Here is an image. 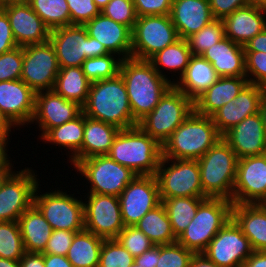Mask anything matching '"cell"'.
I'll use <instances>...</instances> for the list:
<instances>
[{
    "mask_svg": "<svg viewBox=\"0 0 266 267\" xmlns=\"http://www.w3.org/2000/svg\"><path fill=\"white\" fill-rule=\"evenodd\" d=\"M59 68L82 67L87 58L109 54L104 45L88 35L84 25H69L51 30Z\"/></svg>",
    "mask_w": 266,
    "mask_h": 267,
    "instance_id": "cell-8",
    "label": "cell"
},
{
    "mask_svg": "<svg viewBox=\"0 0 266 267\" xmlns=\"http://www.w3.org/2000/svg\"><path fill=\"white\" fill-rule=\"evenodd\" d=\"M35 95L21 79L0 82V111L14 128L31 123Z\"/></svg>",
    "mask_w": 266,
    "mask_h": 267,
    "instance_id": "cell-21",
    "label": "cell"
},
{
    "mask_svg": "<svg viewBox=\"0 0 266 267\" xmlns=\"http://www.w3.org/2000/svg\"><path fill=\"white\" fill-rule=\"evenodd\" d=\"M20 267H45L43 253L25 252L19 260Z\"/></svg>",
    "mask_w": 266,
    "mask_h": 267,
    "instance_id": "cell-56",
    "label": "cell"
},
{
    "mask_svg": "<svg viewBox=\"0 0 266 267\" xmlns=\"http://www.w3.org/2000/svg\"><path fill=\"white\" fill-rule=\"evenodd\" d=\"M259 113L262 117V121H263V126L265 129V133H266V90L263 94L261 103H260V109H259Z\"/></svg>",
    "mask_w": 266,
    "mask_h": 267,
    "instance_id": "cell-61",
    "label": "cell"
},
{
    "mask_svg": "<svg viewBox=\"0 0 266 267\" xmlns=\"http://www.w3.org/2000/svg\"><path fill=\"white\" fill-rule=\"evenodd\" d=\"M201 56L212 64L219 77H246L244 46L229 38L224 37Z\"/></svg>",
    "mask_w": 266,
    "mask_h": 267,
    "instance_id": "cell-27",
    "label": "cell"
},
{
    "mask_svg": "<svg viewBox=\"0 0 266 267\" xmlns=\"http://www.w3.org/2000/svg\"><path fill=\"white\" fill-rule=\"evenodd\" d=\"M91 81L85 76L82 67L60 68L53 90L67 100L83 106L88 98Z\"/></svg>",
    "mask_w": 266,
    "mask_h": 267,
    "instance_id": "cell-35",
    "label": "cell"
},
{
    "mask_svg": "<svg viewBox=\"0 0 266 267\" xmlns=\"http://www.w3.org/2000/svg\"><path fill=\"white\" fill-rule=\"evenodd\" d=\"M248 83L247 77H219L193 101L194 111L211 117L223 105L234 100Z\"/></svg>",
    "mask_w": 266,
    "mask_h": 267,
    "instance_id": "cell-28",
    "label": "cell"
},
{
    "mask_svg": "<svg viewBox=\"0 0 266 267\" xmlns=\"http://www.w3.org/2000/svg\"><path fill=\"white\" fill-rule=\"evenodd\" d=\"M59 69L55 49L49 40L23 47L21 80L35 93L53 90Z\"/></svg>",
    "mask_w": 266,
    "mask_h": 267,
    "instance_id": "cell-13",
    "label": "cell"
},
{
    "mask_svg": "<svg viewBox=\"0 0 266 267\" xmlns=\"http://www.w3.org/2000/svg\"><path fill=\"white\" fill-rule=\"evenodd\" d=\"M27 2L50 30L71 25L66 0H27Z\"/></svg>",
    "mask_w": 266,
    "mask_h": 267,
    "instance_id": "cell-39",
    "label": "cell"
},
{
    "mask_svg": "<svg viewBox=\"0 0 266 267\" xmlns=\"http://www.w3.org/2000/svg\"><path fill=\"white\" fill-rule=\"evenodd\" d=\"M0 8L8 16L13 37L19 47L49 40L51 30L27 1L7 3Z\"/></svg>",
    "mask_w": 266,
    "mask_h": 267,
    "instance_id": "cell-19",
    "label": "cell"
},
{
    "mask_svg": "<svg viewBox=\"0 0 266 267\" xmlns=\"http://www.w3.org/2000/svg\"><path fill=\"white\" fill-rule=\"evenodd\" d=\"M219 76L212 64L201 55H192L184 74L173 85L194 101L210 88ZM177 80V81H176Z\"/></svg>",
    "mask_w": 266,
    "mask_h": 267,
    "instance_id": "cell-29",
    "label": "cell"
},
{
    "mask_svg": "<svg viewBox=\"0 0 266 267\" xmlns=\"http://www.w3.org/2000/svg\"><path fill=\"white\" fill-rule=\"evenodd\" d=\"M135 258L117 239H104L98 267H129Z\"/></svg>",
    "mask_w": 266,
    "mask_h": 267,
    "instance_id": "cell-43",
    "label": "cell"
},
{
    "mask_svg": "<svg viewBox=\"0 0 266 267\" xmlns=\"http://www.w3.org/2000/svg\"><path fill=\"white\" fill-rule=\"evenodd\" d=\"M193 110V101L172 85L138 125L163 145Z\"/></svg>",
    "mask_w": 266,
    "mask_h": 267,
    "instance_id": "cell-7",
    "label": "cell"
},
{
    "mask_svg": "<svg viewBox=\"0 0 266 267\" xmlns=\"http://www.w3.org/2000/svg\"><path fill=\"white\" fill-rule=\"evenodd\" d=\"M84 204V225L87 231L103 239H116L125 227L119 198L112 195L87 193Z\"/></svg>",
    "mask_w": 266,
    "mask_h": 267,
    "instance_id": "cell-15",
    "label": "cell"
},
{
    "mask_svg": "<svg viewBox=\"0 0 266 267\" xmlns=\"http://www.w3.org/2000/svg\"><path fill=\"white\" fill-rule=\"evenodd\" d=\"M101 13L115 22L127 26L131 31L137 20L132 0H110Z\"/></svg>",
    "mask_w": 266,
    "mask_h": 267,
    "instance_id": "cell-46",
    "label": "cell"
},
{
    "mask_svg": "<svg viewBox=\"0 0 266 267\" xmlns=\"http://www.w3.org/2000/svg\"><path fill=\"white\" fill-rule=\"evenodd\" d=\"M171 223L173 233L178 238L195 217L199 205L206 199L200 197L160 198Z\"/></svg>",
    "mask_w": 266,
    "mask_h": 267,
    "instance_id": "cell-38",
    "label": "cell"
},
{
    "mask_svg": "<svg viewBox=\"0 0 266 267\" xmlns=\"http://www.w3.org/2000/svg\"><path fill=\"white\" fill-rule=\"evenodd\" d=\"M24 253L18 221H0V258L20 260Z\"/></svg>",
    "mask_w": 266,
    "mask_h": 267,
    "instance_id": "cell-40",
    "label": "cell"
},
{
    "mask_svg": "<svg viewBox=\"0 0 266 267\" xmlns=\"http://www.w3.org/2000/svg\"><path fill=\"white\" fill-rule=\"evenodd\" d=\"M84 138V113L81 112L73 120L51 128L41 139L46 143L64 147L68 151L69 163L73 167L82 160V142ZM72 152V153H69Z\"/></svg>",
    "mask_w": 266,
    "mask_h": 267,
    "instance_id": "cell-32",
    "label": "cell"
},
{
    "mask_svg": "<svg viewBox=\"0 0 266 267\" xmlns=\"http://www.w3.org/2000/svg\"><path fill=\"white\" fill-rule=\"evenodd\" d=\"M23 1H27V0H0V6L7 4V3H11V2H23Z\"/></svg>",
    "mask_w": 266,
    "mask_h": 267,
    "instance_id": "cell-67",
    "label": "cell"
},
{
    "mask_svg": "<svg viewBox=\"0 0 266 267\" xmlns=\"http://www.w3.org/2000/svg\"><path fill=\"white\" fill-rule=\"evenodd\" d=\"M244 51H258L266 53V28L244 45Z\"/></svg>",
    "mask_w": 266,
    "mask_h": 267,
    "instance_id": "cell-54",
    "label": "cell"
},
{
    "mask_svg": "<svg viewBox=\"0 0 266 267\" xmlns=\"http://www.w3.org/2000/svg\"><path fill=\"white\" fill-rule=\"evenodd\" d=\"M190 267H220L212 262L204 253H195L190 261Z\"/></svg>",
    "mask_w": 266,
    "mask_h": 267,
    "instance_id": "cell-60",
    "label": "cell"
},
{
    "mask_svg": "<svg viewBox=\"0 0 266 267\" xmlns=\"http://www.w3.org/2000/svg\"><path fill=\"white\" fill-rule=\"evenodd\" d=\"M76 232L68 230H53L43 253L66 256Z\"/></svg>",
    "mask_w": 266,
    "mask_h": 267,
    "instance_id": "cell-50",
    "label": "cell"
},
{
    "mask_svg": "<svg viewBox=\"0 0 266 267\" xmlns=\"http://www.w3.org/2000/svg\"><path fill=\"white\" fill-rule=\"evenodd\" d=\"M232 219L249 239L254 251H266V212L258 203H233Z\"/></svg>",
    "mask_w": 266,
    "mask_h": 267,
    "instance_id": "cell-30",
    "label": "cell"
},
{
    "mask_svg": "<svg viewBox=\"0 0 266 267\" xmlns=\"http://www.w3.org/2000/svg\"><path fill=\"white\" fill-rule=\"evenodd\" d=\"M258 204L266 212V197L263 198Z\"/></svg>",
    "mask_w": 266,
    "mask_h": 267,
    "instance_id": "cell-68",
    "label": "cell"
},
{
    "mask_svg": "<svg viewBox=\"0 0 266 267\" xmlns=\"http://www.w3.org/2000/svg\"><path fill=\"white\" fill-rule=\"evenodd\" d=\"M13 168L12 164H0V185Z\"/></svg>",
    "mask_w": 266,
    "mask_h": 267,
    "instance_id": "cell-62",
    "label": "cell"
},
{
    "mask_svg": "<svg viewBox=\"0 0 266 267\" xmlns=\"http://www.w3.org/2000/svg\"><path fill=\"white\" fill-rule=\"evenodd\" d=\"M74 169L91 184L88 193L117 197L137 176L131 169L117 163L108 155L80 160Z\"/></svg>",
    "mask_w": 266,
    "mask_h": 267,
    "instance_id": "cell-10",
    "label": "cell"
},
{
    "mask_svg": "<svg viewBox=\"0 0 266 267\" xmlns=\"http://www.w3.org/2000/svg\"><path fill=\"white\" fill-rule=\"evenodd\" d=\"M120 129L112 124L84 115V138L82 160L98 155H107Z\"/></svg>",
    "mask_w": 266,
    "mask_h": 267,
    "instance_id": "cell-33",
    "label": "cell"
},
{
    "mask_svg": "<svg viewBox=\"0 0 266 267\" xmlns=\"http://www.w3.org/2000/svg\"><path fill=\"white\" fill-rule=\"evenodd\" d=\"M221 138L212 117L193 110L162 145V157L198 160Z\"/></svg>",
    "mask_w": 266,
    "mask_h": 267,
    "instance_id": "cell-3",
    "label": "cell"
},
{
    "mask_svg": "<svg viewBox=\"0 0 266 267\" xmlns=\"http://www.w3.org/2000/svg\"><path fill=\"white\" fill-rule=\"evenodd\" d=\"M90 37L98 40L105 49L124 60L131 57V30L120 23L104 16L102 13L84 25Z\"/></svg>",
    "mask_w": 266,
    "mask_h": 267,
    "instance_id": "cell-24",
    "label": "cell"
},
{
    "mask_svg": "<svg viewBox=\"0 0 266 267\" xmlns=\"http://www.w3.org/2000/svg\"><path fill=\"white\" fill-rule=\"evenodd\" d=\"M250 5L266 10V0H250Z\"/></svg>",
    "mask_w": 266,
    "mask_h": 267,
    "instance_id": "cell-65",
    "label": "cell"
},
{
    "mask_svg": "<svg viewBox=\"0 0 266 267\" xmlns=\"http://www.w3.org/2000/svg\"><path fill=\"white\" fill-rule=\"evenodd\" d=\"M266 197V154L239 158L232 194L234 204H256Z\"/></svg>",
    "mask_w": 266,
    "mask_h": 267,
    "instance_id": "cell-18",
    "label": "cell"
},
{
    "mask_svg": "<svg viewBox=\"0 0 266 267\" xmlns=\"http://www.w3.org/2000/svg\"><path fill=\"white\" fill-rule=\"evenodd\" d=\"M25 252L43 253L53 229L32 204L18 219Z\"/></svg>",
    "mask_w": 266,
    "mask_h": 267,
    "instance_id": "cell-31",
    "label": "cell"
},
{
    "mask_svg": "<svg viewBox=\"0 0 266 267\" xmlns=\"http://www.w3.org/2000/svg\"><path fill=\"white\" fill-rule=\"evenodd\" d=\"M18 47L6 13L0 8V54Z\"/></svg>",
    "mask_w": 266,
    "mask_h": 267,
    "instance_id": "cell-53",
    "label": "cell"
},
{
    "mask_svg": "<svg viewBox=\"0 0 266 267\" xmlns=\"http://www.w3.org/2000/svg\"><path fill=\"white\" fill-rule=\"evenodd\" d=\"M131 36V57L140 60H149L179 39L170 15L137 17Z\"/></svg>",
    "mask_w": 266,
    "mask_h": 267,
    "instance_id": "cell-12",
    "label": "cell"
},
{
    "mask_svg": "<svg viewBox=\"0 0 266 267\" xmlns=\"http://www.w3.org/2000/svg\"><path fill=\"white\" fill-rule=\"evenodd\" d=\"M69 6L71 25H85L101 13L93 0H66Z\"/></svg>",
    "mask_w": 266,
    "mask_h": 267,
    "instance_id": "cell-49",
    "label": "cell"
},
{
    "mask_svg": "<svg viewBox=\"0 0 266 267\" xmlns=\"http://www.w3.org/2000/svg\"><path fill=\"white\" fill-rule=\"evenodd\" d=\"M253 252L249 239L231 218L203 253L220 267H241Z\"/></svg>",
    "mask_w": 266,
    "mask_h": 267,
    "instance_id": "cell-16",
    "label": "cell"
},
{
    "mask_svg": "<svg viewBox=\"0 0 266 267\" xmlns=\"http://www.w3.org/2000/svg\"><path fill=\"white\" fill-rule=\"evenodd\" d=\"M129 267H139V265L134 261Z\"/></svg>",
    "mask_w": 266,
    "mask_h": 267,
    "instance_id": "cell-69",
    "label": "cell"
},
{
    "mask_svg": "<svg viewBox=\"0 0 266 267\" xmlns=\"http://www.w3.org/2000/svg\"><path fill=\"white\" fill-rule=\"evenodd\" d=\"M233 202L206 198L177 242L194 253H203L219 230L232 218Z\"/></svg>",
    "mask_w": 266,
    "mask_h": 267,
    "instance_id": "cell-6",
    "label": "cell"
},
{
    "mask_svg": "<svg viewBox=\"0 0 266 267\" xmlns=\"http://www.w3.org/2000/svg\"><path fill=\"white\" fill-rule=\"evenodd\" d=\"M250 0H209V5L215 19H223L238 8L247 6Z\"/></svg>",
    "mask_w": 266,
    "mask_h": 267,
    "instance_id": "cell-52",
    "label": "cell"
},
{
    "mask_svg": "<svg viewBox=\"0 0 266 267\" xmlns=\"http://www.w3.org/2000/svg\"><path fill=\"white\" fill-rule=\"evenodd\" d=\"M155 176L160 198H206L201 185L200 168L197 160L162 157Z\"/></svg>",
    "mask_w": 266,
    "mask_h": 267,
    "instance_id": "cell-9",
    "label": "cell"
},
{
    "mask_svg": "<svg viewBox=\"0 0 266 267\" xmlns=\"http://www.w3.org/2000/svg\"><path fill=\"white\" fill-rule=\"evenodd\" d=\"M45 267H73L66 256L43 253Z\"/></svg>",
    "mask_w": 266,
    "mask_h": 267,
    "instance_id": "cell-57",
    "label": "cell"
},
{
    "mask_svg": "<svg viewBox=\"0 0 266 267\" xmlns=\"http://www.w3.org/2000/svg\"><path fill=\"white\" fill-rule=\"evenodd\" d=\"M100 11L109 3L110 0H93Z\"/></svg>",
    "mask_w": 266,
    "mask_h": 267,
    "instance_id": "cell-66",
    "label": "cell"
},
{
    "mask_svg": "<svg viewBox=\"0 0 266 267\" xmlns=\"http://www.w3.org/2000/svg\"><path fill=\"white\" fill-rule=\"evenodd\" d=\"M134 226L142 231L156 246L177 242L162 203L148 211Z\"/></svg>",
    "mask_w": 266,
    "mask_h": 267,
    "instance_id": "cell-36",
    "label": "cell"
},
{
    "mask_svg": "<svg viewBox=\"0 0 266 267\" xmlns=\"http://www.w3.org/2000/svg\"><path fill=\"white\" fill-rule=\"evenodd\" d=\"M170 17L182 39L199 32L215 20L209 0H173Z\"/></svg>",
    "mask_w": 266,
    "mask_h": 267,
    "instance_id": "cell-25",
    "label": "cell"
},
{
    "mask_svg": "<svg viewBox=\"0 0 266 267\" xmlns=\"http://www.w3.org/2000/svg\"><path fill=\"white\" fill-rule=\"evenodd\" d=\"M107 155L137 175H155L162 159V145L136 125L120 129Z\"/></svg>",
    "mask_w": 266,
    "mask_h": 267,
    "instance_id": "cell-4",
    "label": "cell"
},
{
    "mask_svg": "<svg viewBox=\"0 0 266 267\" xmlns=\"http://www.w3.org/2000/svg\"><path fill=\"white\" fill-rule=\"evenodd\" d=\"M23 65V47L0 54V82L20 80Z\"/></svg>",
    "mask_w": 266,
    "mask_h": 267,
    "instance_id": "cell-47",
    "label": "cell"
},
{
    "mask_svg": "<svg viewBox=\"0 0 266 267\" xmlns=\"http://www.w3.org/2000/svg\"><path fill=\"white\" fill-rule=\"evenodd\" d=\"M103 241L86 229L76 232L66 258L73 267H98Z\"/></svg>",
    "mask_w": 266,
    "mask_h": 267,
    "instance_id": "cell-34",
    "label": "cell"
},
{
    "mask_svg": "<svg viewBox=\"0 0 266 267\" xmlns=\"http://www.w3.org/2000/svg\"><path fill=\"white\" fill-rule=\"evenodd\" d=\"M191 56L192 53L186 39L179 38L163 50L158 51L149 61L162 77L167 78L173 84V81L166 77L165 72L163 73L161 69L175 73L177 71L180 78L184 74Z\"/></svg>",
    "mask_w": 266,
    "mask_h": 267,
    "instance_id": "cell-37",
    "label": "cell"
},
{
    "mask_svg": "<svg viewBox=\"0 0 266 267\" xmlns=\"http://www.w3.org/2000/svg\"><path fill=\"white\" fill-rule=\"evenodd\" d=\"M11 131H0V164H12L10 162V158L7 154V152L9 151L8 148V139L9 138V134ZM7 146V147H6Z\"/></svg>",
    "mask_w": 266,
    "mask_h": 267,
    "instance_id": "cell-59",
    "label": "cell"
},
{
    "mask_svg": "<svg viewBox=\"0 0 266 267\" xmlns=\"http://www.w3.org/2000/svg\"><path fill=\"white\" fill-rule=\"evenodd\" d=\"M222 21L225 37L244 46L266 28V10L249 4L238 8Z\"/></svg>",
    "mask_w": 266,
    "mask_h": 267,
    "instance_id": "cell-26",
    "label": "cell"
},
{
    "mask_svg": "<svg viewBox=\"0 0 266 267\" xmlns=\"http://www.w3.org/2000/svg\"><path fill=\"white\" fill-rule=\"evenodd\" d=\"M225 37L224 23L222 19H215L199 32L186 38L192 55H202L218 41Z\"/></svg>",
    "mask_w": 266,
    "mask_h": 267,
    "instance_id": "cell-41",
    "label": "cell"
},
{
    "mask_svg": "<svg viewBox=\"0 0 266 267\" xmlns=\"http://www.w3.org/2000/svg\"><path fill=\"white\" fill-rule=\"evenodd\" d=\"M0 267H20L19 260L0 258Z\"/></svg>",
    "mask_w": 266,
    "mask_h": 267,
    "instance_id": "cell-64",
    "label": "cell"
},
{
    "mask_svg": "<svg viewBox=\"0 0 266 267\" xmlns=\"http://www.w3.org/2000/svg\"><path fill=\"white\" fill-rule=\"evenodd\" d=\"M119 73L126 86L134 122L138 125L173 84L162 77L149 60L126 58L121 61Z\"/></svg>",
    "mask_w": 266,
    "mask_h": 267,
    "instance_id": "cell-1",
    "label": "cell"
},
{
    "mask_svg": "<svg viewBox=\"0 0 266 267\" xmlns=\"http://www.w3.org/2000/svg\"><path fill=\"white\" fill-rule=\"evenodd\" d=\"M37 185L33 204L39 209L53 230L82 231L84 225V204L82 199L67 194V191L51 190L39 193ZM39 193V194H38Z\"/></svg>",
    "mask_w": 266,
    "mask_h": 267,
    "instance_id": "cell-11",
    "label": "cell"
},
{
    "mask_svg": "<svg viewBox=\"0 0 266 267\" xmlns=\"http://www.w3.org/2000/svg\"><path fill=\"white\" fill-rule=\"evenodd\" d=\"M82 112V106L77 102L67 100L54 90L37 92L35 95V110L31 123L38 124L43 137L51 128L73 120Z\"/></svg>",
    "mask_w": 266,
    "mask_h": 267,
    "instance_id": "cell-20",
    "label": "cell"
},
{
    "mask_svg": "<svg viewBox=\"0 0 266 267\" xmlns=\"http://www.w3.org/2000/svg\"><path fill=\"white\" fill-rule=\"evenodd\" d=\"M14 128L0 111V131H11Z\"/></svg>",
    "mask_w": 266,
    "mask_h": 267,
    "instance_id": "cell-63",
    "label": "cell"
},
{
    "mask_svg": "<svg viewBox=\"0 0 266 267\" xmlns=\"http://www.w3.org/2000/svg\"><path fill=\"white\" fill-rule=\"evenodd\" d=\"M135 262L139 267H156L157 266V246L143 252L140 256L135 257Z\"/></svg>",
    "mask_w": 266,
    "mask_h": 267,
    "instance_id": "cell-55",
    "label": "cell"
},
{
    "mask_svg": "<svg viewBox=\"0 0 266 267\" xmlns=\"http://www.w3.org/2000/svg\"><path fill=\"white\" fill-rule=\"evenodd\" d=\"M137 17L170 15L173 0H132Z\"/></svg>",
    "mask_w": 266,
    "mask_h": 267,
    "instance_id": "cell-51",
    "label": "cell"
},
{
    "mask_svg": "<svg viewBox=\"0 0 266 267\" xmlns=\"http://www.w3.org/2000/svg\"><path fill=\"white\" fill-rule=\"evenodd\" d=\"M38 184L37 175L28 167L11 171L0 185V221H18L33 204Z\"/></svg>",
    "mask_w": 266,
    "mask_h": 267,
    "instance_id": "cell-14",
    "label": "cell"
},
{
    "mask_svg": "<svg viewBox=\"0 0 266 267\" xmlns=\"http://www.w3.org/2000/svg\"><path fill=\"white\" fill-rule=\"evenodd\" d=\"M197 161L204 196L232 201L238 158L230 145L221 138Z\"/></svg>",
    "mask_w": 266,
    "mask_h": 267,
    "instance_id": "cell-5",
    "label": "cell"
},
{
    "mask_svg": "<svg viewBox=\"0 0 266 267\" xmlns=\"http://www.w3.org/2000/svg\"><path fill=\"white\" fill-rule=\"evenodd\" d=\"M241 267H266V251H254Z\"/></svg>",
    "mask_w": 266,
    "mask_h": 267,
    "instance_id": "cell-58",
    "label": "cell"
},
{
    "mask_svg": "<svg viewBox=\"0 0 266 267\" xmlns=\"http://www.w3.org/2000/svg\"><path fill=\"white\" fill-rule=\"evenodd\" d=\"M195 253L178 242L157 246L156 267H190Z\"/></svg>",
    "mask_w": 266,
    "mask_h": 267,
    "instance_id": "cell-44",
    "label": "cell"
},
{
    "mask_svg": "<svg viewBox=\"0 0 266 267\" xmlns=\"http://www.w3.org/2000/svg\"><path fill=\"white\" fill-rule=\"evenodd\" d=\"M124 226H134L161 203L155 175H137L118 196Z\"/></svg>",
    "mask_w": 266,
    "mask_h": 267,
    "instance_id": "cell-17",
    "label": "cell"
},
{
    "mask_svg": "<svg viewBox=\"0 0 266 267\" xmlns=\"http://www.w3.org/2000/svg\"><path fill=\"white\" fill-rule=\"evenodd\" d=\"M222 138L238 159L266 154V133L259 112L233 126Z\"/></svg>",
    "mask_w": 266,
    "mask_h": 267,
    "instance_id": "cell-23",
    "label": "cell"
},
{
    "mask_svg": "<svg viewBox=\"0 0 266 267\" xmlns=\"http://www.w3.org/2000/svg\"><path fill=\"white\" fill-rule=\"evenodd\" d=\"M115 57H117L116 54L109 53L100 57L87 58L82 64L85 76L91 82L115 77L119 73L122 61Z\"/></svg>",
    "mask_w": 266,
    "mask_h": 267,
    "instance_id": "cell-42",
    "label": "cell"
},
{
    "mask_svg": "<svg viewBox=\"0 0 266 267\" xmlns=\"http://www.w3.org/2000/svg\"><path fill=\"white\" fill-rule=\"evenodd\" d=\"M266 88L248 83L232 101L218 109L211 117L218 132L223 136L246 117L259 112Z\"/></svg>",
    "mask_w": 266,
    "mask_h": 267,
    "instance_id": "cell-22",
    "label": "cell"
},
{
    "mask_svg": "<svg viewBox=\"0 0 266 267\" xmlns=\"http://www.w3.org/2000/svg\"><path fill=\"white\" fill-rule=\"evenodd\" d=\"M116 239L134 258L155 246L152 241L135 226H125Z\"/></svg>",
    "mask_w": 266,
    "mask_h": 267,
    "instance_id": "cell-45",
    "label": "cell"
},
{
    "mask_svg": "<svg viewBox=\"0 0 266 267\" xmlns=\"http://www.w3.org/2000/svg\"><path fill=\"white\" fill-rule=\"evenodd\" d=\"M85 116L126 129L136 126L125 83L115 77L91 82L88 98L82 106Z\"/></svg>",
    "mask_w": 266,
    "mask_h": 267,
    "instance_id": "cell-2",
    "label": "cell"
},
{
    "mask_svg": "<svg viewBox=\"0 0 266 267\" xmlns=\"http://www.w3.org/2000/svg\"><path fill=\"white\" fill-rule=\"evenodd\" d=\"M245 71L249 83L266 88V53L245 51Z\"/></svg>",
    "mask_w": 266,
    "mask_h": 267,
    "instance_id": "cell-48",
    "label": "cell"
}]
</instances>
